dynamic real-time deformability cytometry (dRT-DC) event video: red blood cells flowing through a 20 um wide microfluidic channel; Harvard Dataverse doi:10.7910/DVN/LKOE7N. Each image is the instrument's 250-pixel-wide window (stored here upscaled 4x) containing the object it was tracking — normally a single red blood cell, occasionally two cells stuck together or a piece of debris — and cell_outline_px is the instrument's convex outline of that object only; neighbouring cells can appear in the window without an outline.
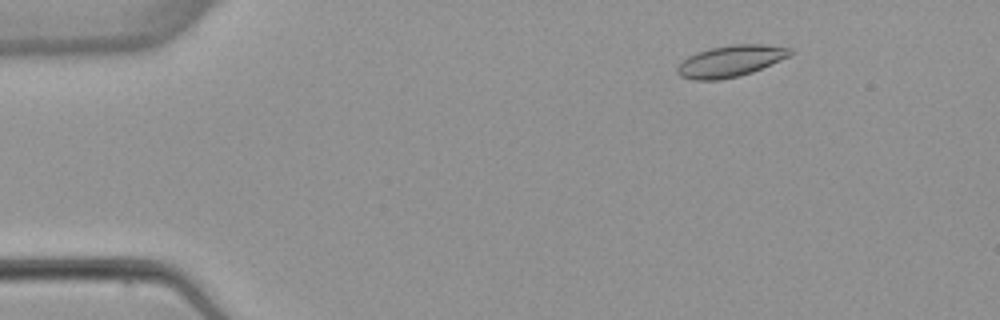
{"species": "common noctule bat (a hibernating species)", "species_latin": "Nyctalus noctula", "temperature_condition": "warm", "stored_images_in_passage": 4, "camera_frame_rate_fps": 3000, "um_per_image_px": 0.085, "animal": {"sex": "female", "body_mass_g": 22.7, "forearm_length_mm": 54.2}, "frame": {"image": 1, "passage_image": 2, "time_ms": 1.333, "image_size_px": [1000, 320], "cell_outline_px": [[792, 56], [752, 72], [740, 76], [720, 80], [692, 80], [680, 76], [676, 72], [676, 68], [688, 56], [696, 52], [708, 48], [732, 44], [764, 44], [792, 48]], "centroid_in_image_um": [62.11, 5.19], "position_along_channel_um": 22.9, "area_um2": 20.98}}
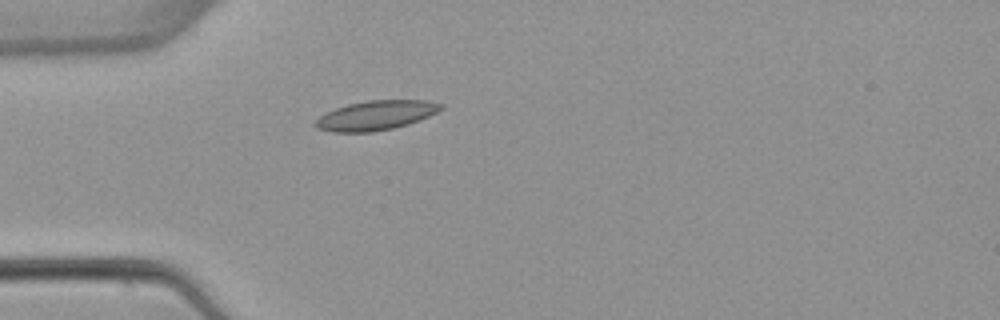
{"frame": {"image": 2, "passage_image": 4, "time_ms": 4.0, "image_size_px": [1000, 320], "cell_outline_px": [[444, 108], [420, 120], [408, 124], [392, 128], [372, 132], [332, 132], [316, 128], [312, 124], [320, 116], [336, 108], [348, 104], [368, 100], [428, 100], [444, 104]], "centroid_in_image_um": [31.96, 9.8], "position_along_channel_um": 53.0, "area_um2": 21.56}}